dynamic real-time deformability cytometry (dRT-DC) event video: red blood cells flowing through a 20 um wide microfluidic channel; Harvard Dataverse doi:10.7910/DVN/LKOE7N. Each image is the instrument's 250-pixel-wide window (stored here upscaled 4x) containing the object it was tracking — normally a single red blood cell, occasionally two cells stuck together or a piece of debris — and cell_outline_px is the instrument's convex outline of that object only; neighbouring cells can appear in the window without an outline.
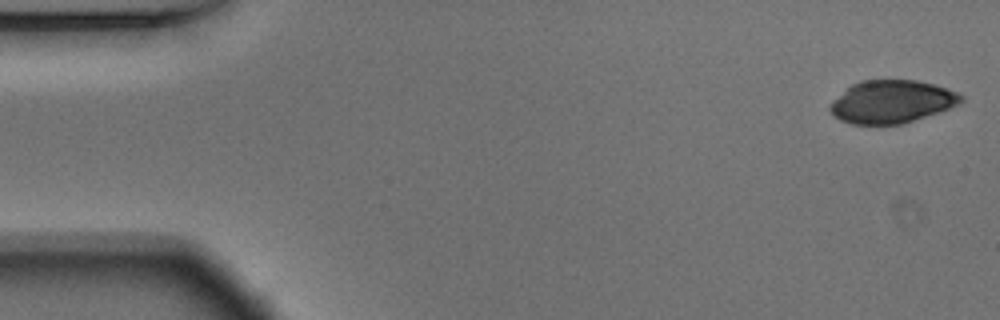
{"species": "Egyptian fruit bat (a non-hibernating species)", "species_latin": "Rousettus aegyptiacus", "temperature_condition": "warm", "stored_images_in_passage": 52, "camera_frame_rate_fps": 3000, "um_per_image_px": 0.085, "animal": {"sex": "male"}, "frame": {"image": 1, "passage_image": 1, "time_ms": 0.0, "image_size_px": [1000, 320], "cell_outline_px": [[964, 100], [960, 104], [904, 124], [852, 124], [840, 120], [828, 108], [832, 100], [852, 84], [860, 80], [916, 80], [936, 84], [948, 88], [964, 96]], "centroid_in_image_um": [75.82, 8.63], "position_along_channel_um": 9.2, "area_um2": 32.77}}
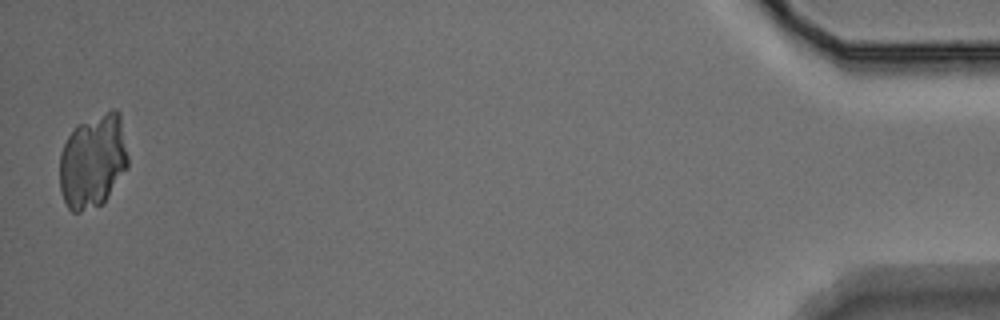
{"frame": {"image": 2, "passage_image": 52, "time_ms": 17.0, "image_size_px": [1000, 320], "cell_outline_px": [[128, 168], [108, 196], [100, 204], [80, 212], [72, 212], [68, 208], [64, 200], [60, 188], [60, 152], [68, 136], [80, 124], [112, 108], [116, 108], [120, 112], [128, 156]], "centroid_in_image_um": [7.92, 13.69], "position_along_channel_um": 427.3, "area_um2": 37.28}}